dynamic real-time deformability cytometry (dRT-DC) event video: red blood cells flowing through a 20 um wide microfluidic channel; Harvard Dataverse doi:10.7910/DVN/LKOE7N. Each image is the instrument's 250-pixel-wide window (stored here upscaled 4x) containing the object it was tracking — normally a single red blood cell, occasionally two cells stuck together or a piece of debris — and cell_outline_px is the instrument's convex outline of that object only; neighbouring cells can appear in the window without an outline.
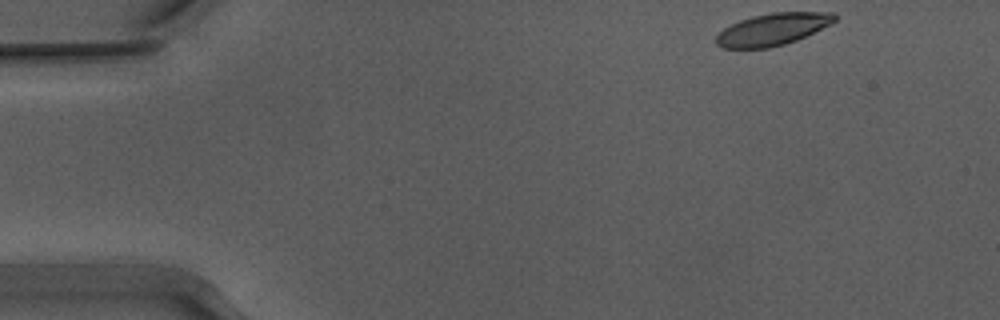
{"species": "Egyptian fruit bat (a non-hibernating species)", "species_latin": "Rousettus aegyptiacus", "temperature_condition": "warm", "stored_images_in_passage": 47, "camera_frame_rate_fps": 3000, "um_per_image_px": 0.085, "animal": {"sex": "male"}, "frame": {"image": 1, "passage_image": 1, "time_ms": 0.0, "image_size_px": [1000, 320], "cell_outline_px": [[836, 20], [832, 24], [796, 40], [784, 44], [768, 48], [724, 48], [716, 44], [716, 36], [724, 28], [740, 20], [752, 16], [772, 12], [836, 12]], "centroid_in_image_um": [65.7, 2.48], "position_along_channel_um": 19.3, "area_um2": 22.08}}
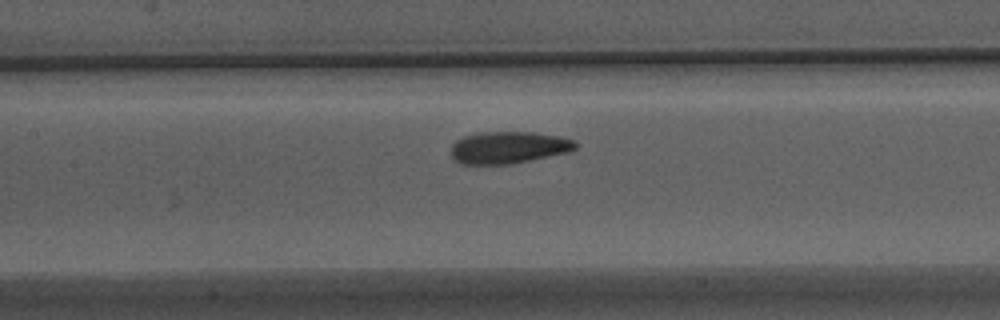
{"frame": {"image": 2, "passage_image": 20, "time_ms": 6.333, "image_size_px": [1000, 320], "cell_outline_px": [[576, 148], [572, 152], [508, 164], [460, 164], [452, 160], [452, 144], [456, 140], [464, 136], [484, 132], [536, 132], [560, 136], [576, 140]], "centroid_in_image_um": [43.25, 12.53], "position_along_channel_um": 164.2, "area_um2": 23.41}}
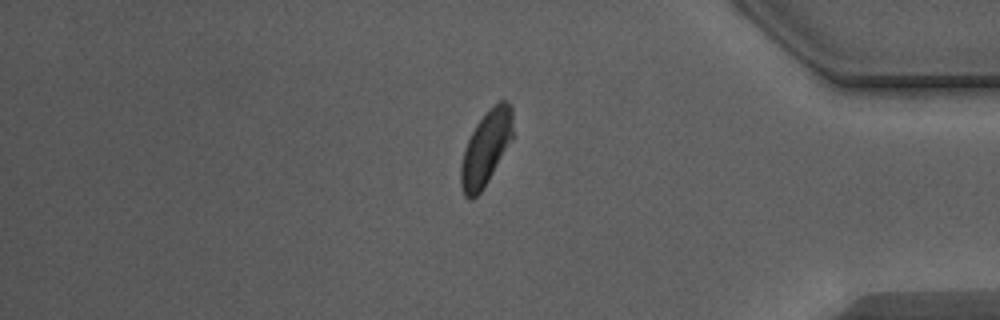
{"frame": {"image": 3, "passage_image": 40, "time_ms": 13.0, "image_size_px": [1000, 320], "cell_outline_px": [[512, 140], [484, 188], [472, 200], [468, 200], [464, 196], [460, 184], [460, 164], [464, 148], [476, 124], [500, 100], [504, 100], [512, 104]], "centroid_in_image_um": [41.29, 12.65], "position_along_channel_um": 393.9, "area_um2": 22.48}}